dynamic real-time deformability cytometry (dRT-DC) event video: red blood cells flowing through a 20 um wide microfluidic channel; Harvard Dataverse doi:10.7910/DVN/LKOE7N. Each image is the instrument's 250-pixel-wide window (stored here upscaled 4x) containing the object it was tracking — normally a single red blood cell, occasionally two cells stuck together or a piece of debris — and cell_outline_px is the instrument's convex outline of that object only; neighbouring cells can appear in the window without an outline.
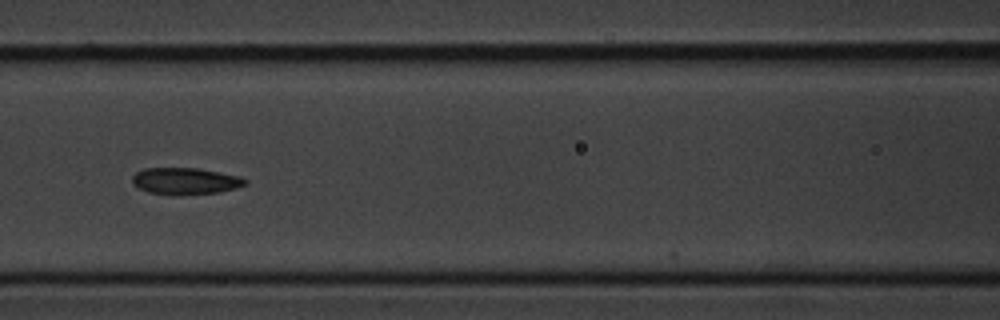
{"species": "common noctule bat (a hibernating species)", "species_latin": "Nyctalus noctula", "temperature_condition": "cold", "stored_images_in_passage": 11, "camera_frame_rate_fps": 3000, "um_per_image_px": 0.085, "animal": {"sex": "male", "body_mass_g": 20.1, "forearm_length_mm": 53.5}, "frame": {"image": 1, "passage_image": 8, "time_ms": 8.333, "image_size_px": [1000, 320], "cell_outline_px": [[248, 184], [236, 188], [220, 192], [180, 196], [172, 196], [148, 192], [132, 184], [132, 176], [136, 172], [144, 168], [196, 168], [220, 172], [240, 176], [248, 180]], "centroid_in_image_um": [15.76, 15.41], "position_along_channel_um": 150.8, "area_um2": 17.98}}
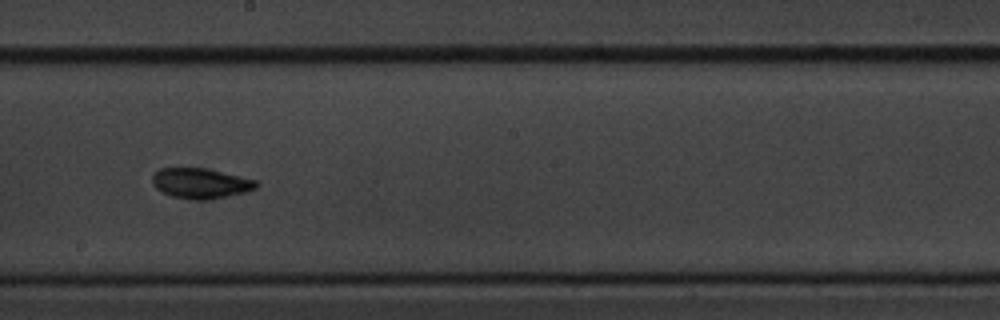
{"frame": {"image": 2, "passage_image": 10, "time_ms": 10.667, "image_size_px": [1000, 320], "cell_outline_px": [[260, 184], [256, 188], [244, 192], [204, 200], [192, 200], [172, 196], [160, 192], [152, 184], [152, 176], [160, 168], [204, 168], [240, 176], [256, 180]], "centroid_in_image_um": [17.02, 15.58], "position_along_channel_um": 231.2, "area_um2": 18.21}}